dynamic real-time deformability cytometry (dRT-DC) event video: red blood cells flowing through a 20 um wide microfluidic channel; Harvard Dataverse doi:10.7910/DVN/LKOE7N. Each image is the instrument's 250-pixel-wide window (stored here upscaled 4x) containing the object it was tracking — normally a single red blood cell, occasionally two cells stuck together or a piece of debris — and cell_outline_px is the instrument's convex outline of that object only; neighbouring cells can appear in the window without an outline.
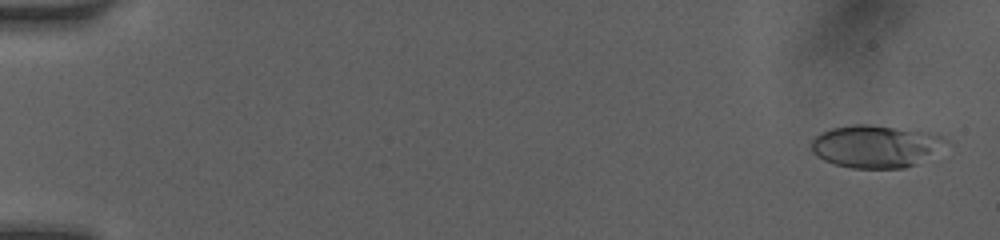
{"species": "human", "species_latin": "Homo sapiens", "temperature_condition": "room temperature", "stored_images_in_passage": 43, "camera_frame_rate_fps": 3000, "um_per_image_px": 0.085, "donor": {"sex": "female"}, "frame": {"image": 1, "passage_image": 1, "time_ms": 0.0, "image_size_px": [1000, 240], "cell_outline_px": [[952, 144], [916, 164], [904, 168], [852, 168], [836, 164], [824, 160], [816, 156], [812, 152], [812, 140], [820, 132], [832, 128], [852, 124], [868, 124], [936, 132], [948, 140]], "centroid_in_image_um": [74.51, 12.42], "position_along_channel_um": 10.5, "area_um2": 33.93}}
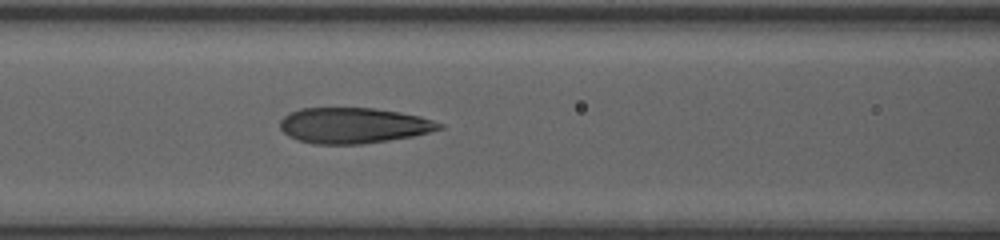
{"frame": {"image": 2, "passage_image": 18, "time_ms": 7.0, "image_size_px": [1000, 240], "cell_outline_px": [[444, 128], [412, 136], [388, 140], [360, 144], [316, 144], [300, 140], [288, 136], [280, 128], [280, 120], [284, 116], [300, 108], [372, 108], [400, 112], [420, 116], [444, 124]], "centroid_in_image_um": [30.05, 10.66], "position_along_channel_um": 136.5, "area_um2": 32.89}}
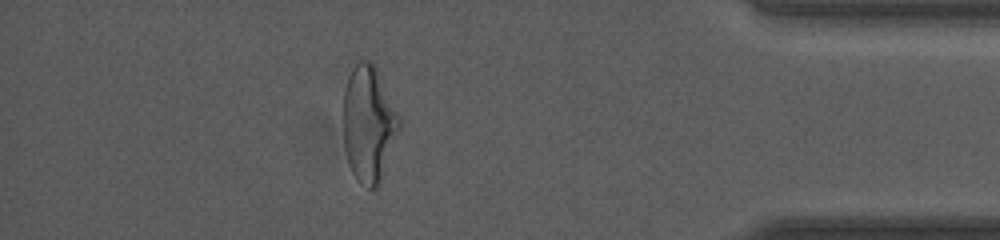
{"frame": {"image": 3, "passage_image": 38, "time_ms": 14.333, "image_size_px": [1000, 240], "cell_outline_px": [[404, 124], [380, 180], [376, 188], [368, 188], [360, 184], [356, 180], [352, 172], [344, 148], [344, 88], [348, 76], [356, 60], [372, 60]], "centroid_in_image_um": [31.36, 10.51], "position_along_channel_um": 403.8, "area_um2": 38.38}, "authors_computed_cell_mechanics": {"area_um2": 33.4662, "velocity_mm_per_s": 4.1268, "shape_relaxation_time_tau1_ms": 5.4264, "shape_relaxation_time_tau2_ms": 1.0495, "deformation_change_tau1": 0.2215, "deformation_change_tau2": 0.1054}}